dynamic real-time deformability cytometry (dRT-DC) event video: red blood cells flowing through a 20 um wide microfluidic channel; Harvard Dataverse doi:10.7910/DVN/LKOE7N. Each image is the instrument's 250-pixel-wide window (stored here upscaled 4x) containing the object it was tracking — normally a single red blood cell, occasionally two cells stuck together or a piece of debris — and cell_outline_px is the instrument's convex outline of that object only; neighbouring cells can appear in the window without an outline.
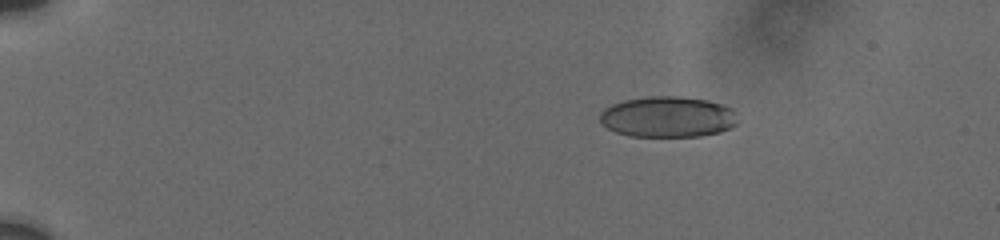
{"species": "human", "species_latin": "Homo sapiens", "temperature_condition": "cold", "stored_images_in_passage": 24, "camera_frame_rate_fps": 3000, "um_per_image_px": 0.085, "donor": {"sex": "male"}, "frame": {"image": 1, "passage_image": 1, "time_ms": 0.0, "image_size_px": [1000, 240], "cell_outline_px": [[736, 124], [720, 132], [700, 136], [628, 136], [616, 132], [608, 128], [600, 120], [600, 112], [604, 108], [612, 104], [624, 100], [648, 96], [680, 96], [708, 100], [732, 108]], "centroid_in_image_um": [56.72, 9.93], "position_along_channel_um": 28.3, "area_um2": 32.66}}
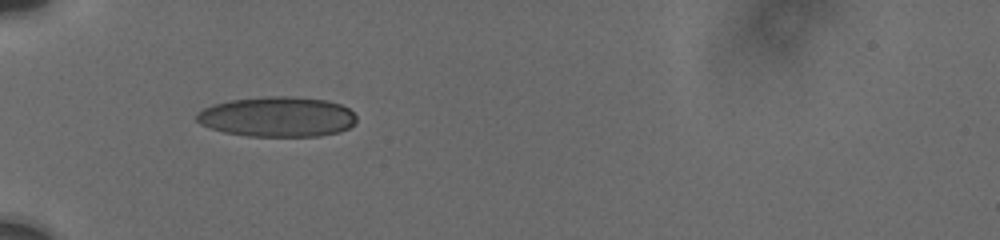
{"frame": {"image": 2, "passage_image": 23, "time_ms": 3.333, "image_size_px": [1000, 240], "cell_outline_px": [[356, 120], [348, 128], [340, 132], [320, 136], [248, 136], [224, 132], [200, 124], [196, 120], [196, 112], [204, 108], [216, 104], [232, 100], [268, 96], [292, 96], [324, 100], [340, 104], [348, 108], [356, 116]], "centroid_in_image_um": [23.58, 9.93], "position_along_channel_um": 61.4, "area_um2": 37.22}}